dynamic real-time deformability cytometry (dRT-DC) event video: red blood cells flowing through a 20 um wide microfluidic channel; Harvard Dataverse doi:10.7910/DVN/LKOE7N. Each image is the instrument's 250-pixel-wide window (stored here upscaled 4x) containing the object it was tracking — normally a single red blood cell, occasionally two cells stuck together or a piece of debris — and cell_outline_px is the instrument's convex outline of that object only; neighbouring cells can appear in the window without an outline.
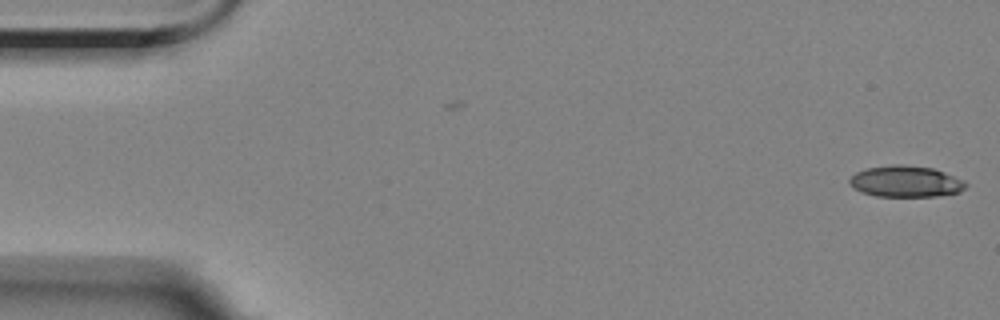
{"species": "Egyptian fruit bat (a non-hibernating species)", "species_latin": "Rousettus aegyptiacus", "temperature_condition": "room temperature", "stored_images_in_passage": 2, "camera_frame_rate_fps": 3000, "um_per_image_px": 0.085, "animal": {"sex": "female"}, "frame": {"image": 1, "passage_image": 2, "time_ms": 1.0, "image_size_px": [1000, 320], "cell_outline_px": [[968, 184], [960, 192], [936, 196], [876, 196], [864, 192], [856, 188], [848, 180], [856, 172], [868, 168], [892, 164], [904, 164], [932, 168], [944, 172], [964, 180]], "centroid_in_image_um": [77.03, 15.41], "position_along_channel_um": 8.0, "area_um2": 20.98}}